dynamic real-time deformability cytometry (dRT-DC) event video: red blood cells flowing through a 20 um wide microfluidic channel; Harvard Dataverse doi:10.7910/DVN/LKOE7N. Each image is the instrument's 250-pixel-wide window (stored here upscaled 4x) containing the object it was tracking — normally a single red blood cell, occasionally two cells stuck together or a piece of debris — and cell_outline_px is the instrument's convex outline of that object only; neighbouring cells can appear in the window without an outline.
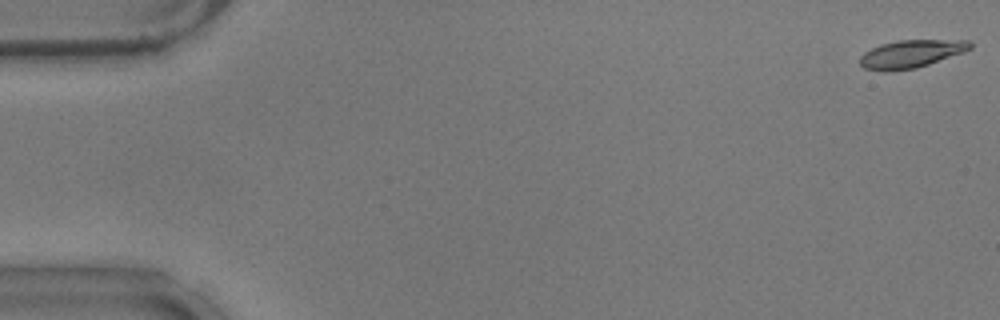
{"species": "common noctule bat (a hibernating species)", "species_latin": "Nyctalus noctula", "temperature_condition": "warm", "stored_images_in_passage": 54, "camera_frame_rate_fps": 3000, "um_per_image_px": 0.085, "animal": {"sex": "male", "body_mass_g": 17.9}, "frame": {"image": 1, "passage_image": 1, "time_ms": 0.0, "image_size_px": [1000, 320], "cell_outline_px": [[972, 48], [964, 52], [916, 68], [888, 72], [884, 72], [864, 68], [860, 64], [860, 56], [864, 52], [880, 44], [896, 40], [968, 40], [972, 44]], "centroid_in_image_um": [77.41, 4.58], "position_along_channel_um": 7.6, "area_um2": 17.98}}
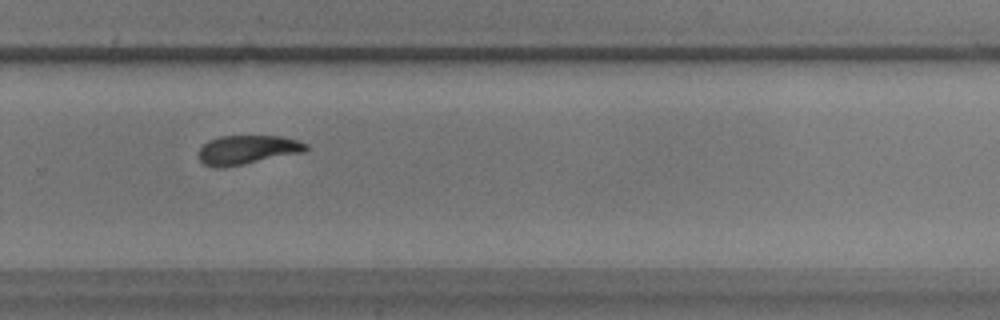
{"frame": {"image": 2, "passage_image": 37, "time_ms": 12.0, "image_size_px": [1000, 320], "cell_outline_px": [[308, 148], [304, 152], [224, 168], [212, 168], [204, 164], [200, 160], [200, 148], [208, 140], [220, 136], [284, 136], [308, 144]], "centroid_in_image_um": [21.02, 12.73], "position_along_channel_um": 308.8, "area_um2": 18.21}}
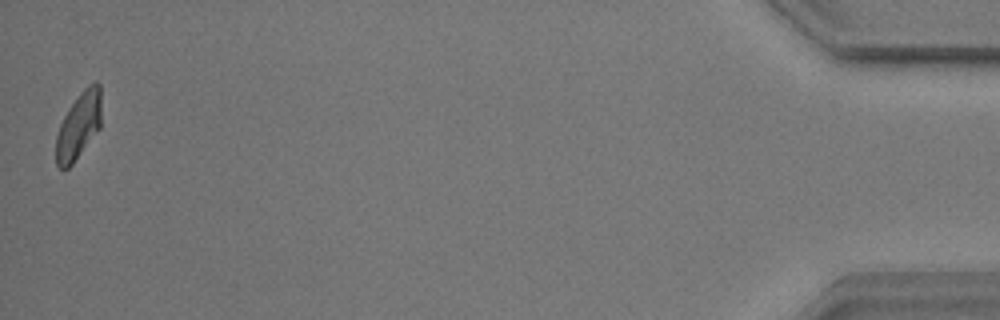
{"frame": {"image": 3, "passage_image": 54, "time_ms": 17.667, "image_size_px": [1000, 320], "cell_outline_px": [[100, 128], [72, 164], [68, 168], [60, 168], [56, 164], [56, 136], [60, 124], [64, 116], [80, 92], [88, 84], [96, 80], [100, 84]], "centroid_in_image_um": [6.69, 10.67], "position_along_channel_um": 428.5, "area_um2": 17.4}, "authors_computed_cell_mechanics": {"area_um2": 18.6983, "velocity_mm_per_s": 3.723, "shape_relaxation_time_tau1_ms": 3.4476, "shape_relaxation_time_tau2_ms": 7.9314, "deformation_change_tau1": 0.1441, "deformation_change_tau2": 0.123}}